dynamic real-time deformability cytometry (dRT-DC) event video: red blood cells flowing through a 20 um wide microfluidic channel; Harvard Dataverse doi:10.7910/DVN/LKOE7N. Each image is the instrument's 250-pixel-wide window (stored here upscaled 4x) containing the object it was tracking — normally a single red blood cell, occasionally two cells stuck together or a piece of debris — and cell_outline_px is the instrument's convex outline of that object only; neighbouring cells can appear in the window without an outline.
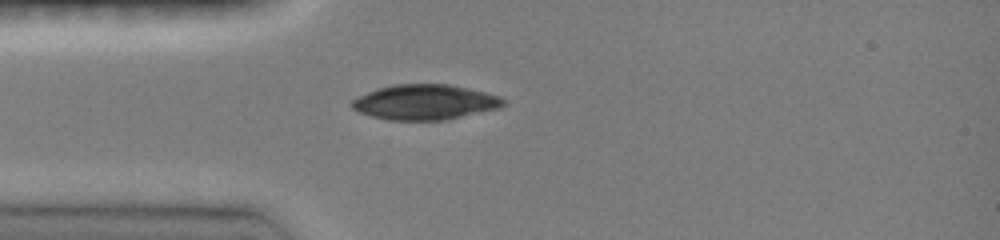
{"species": "common noctule bat (a hibernating species)", "species_latin": "Nyctalus noctula", "temperature_condition": "room temperature", "stored_images_in_passage": 5, "camera_frame_rate_fps": 3000, "um_per_image_px": 0.085, "animal": {"sex": "female", "body_mass_g": 19.0, "forearm_length_mm": 51.5}, "frame": {"image": 1, "passage_image": 1, "time_ms": 0.0, "image_size_px": [1000, 240], "cell_outline_px": [[504, 104], [500, 108], [448, 120], [388, 120], [372, 116], [360, 112], [352, 108], [348, 104], [352, 100], [376, 88], [392, 84], [448, 84], [468, 88], [500, 96], [504, 100]], "centroid_in_image_um": [36.11, 8.68], "position_along_channel_um": 48.9, "area_um2": 31.15}}